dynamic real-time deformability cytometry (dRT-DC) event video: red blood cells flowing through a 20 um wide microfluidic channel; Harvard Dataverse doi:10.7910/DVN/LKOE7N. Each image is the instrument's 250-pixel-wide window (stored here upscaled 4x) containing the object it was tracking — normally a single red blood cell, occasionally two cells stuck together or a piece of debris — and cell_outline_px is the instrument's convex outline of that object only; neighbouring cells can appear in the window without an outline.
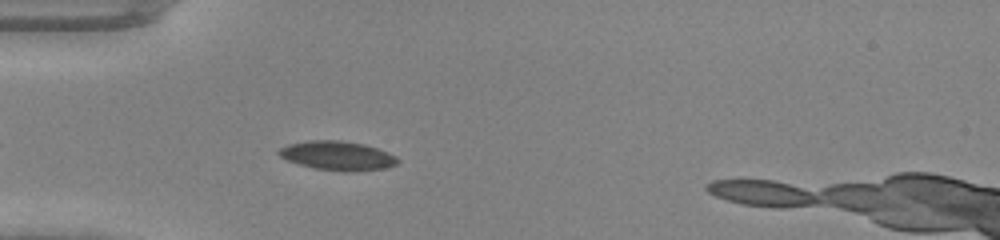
{"species": "common noctule bat (a hibernating species)", "species_latin": "Nyctalus noctula", "temperature_condition": "warm", "stored_images_in_passage": 36, "camera_frame_rate_fps": 3000, "um_per_image_px": 0.085, "animal": {"sex": "male", "body_mass_g": 20.0, "forearm_length_mm": 53.3}, "frame": {"image": 1, "passage_image": 5, "time_ms": 1.333, "image_size_px": [1000, 240], "cell_outline_px": [[400, 160], [396, 164], [384, 168], [352, 172], [344, 172], [316, 168], [300, 164], [288, 160], [280, 156], [276, 152], [280, 148], [288, 144], [308, 140], [340, 140], [364, 144], [388, 152], [396, 156]], "centroid_in_image_um": [28.69, 13.23], "position_along_channel_um": 56.3, "area_um2": 20.11}}
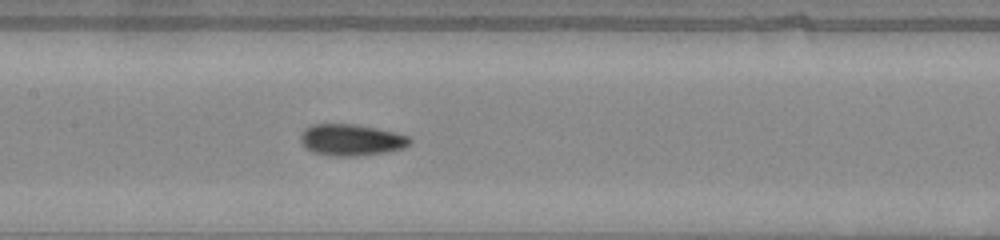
{"frame": {"image": 2, "passage_image": 14, "time_ms": 4.333, "image_size_px": [1000, 240], "cell_outline_px": [[412, 140], [404, 148], [388, 152], [360, 156], [332, 156], [312, 152], [304, 148], [300, 140], [300, 136], [304, 128], [312, 124], [352, 124], [376, 128], [396, 132], [408, 136]], "centroid_in_image_um": [29.83, 11.9], "position_along_channel_um": 177.6, "area_um2": 20.29}}
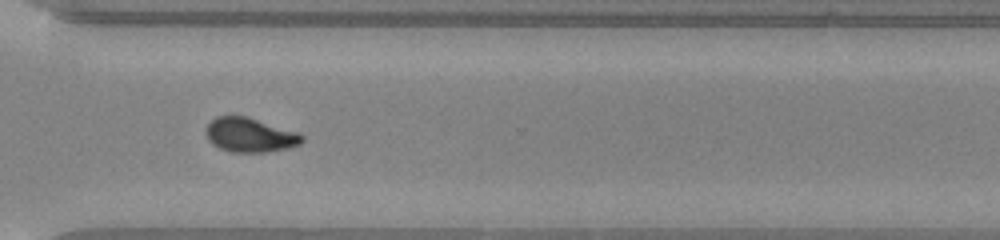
{"frame": {"image": 3, "passage_image": 26, "time_ms": 8.333, "image_size_px": [1000, 240], "cell_outline_px": [[304, 140], [300, 144], [288, 148], [264, 152], [232, 152], [220, 148], [212, 144], [208, 140], [204, 132], [208, 124], [216, 116], [244, 116], [300, 132], [304, 136]], "centroid_in_image_um": [21.25, 11.48], "position_along_channel_um": 349.4, "area_um2": 19.25}}